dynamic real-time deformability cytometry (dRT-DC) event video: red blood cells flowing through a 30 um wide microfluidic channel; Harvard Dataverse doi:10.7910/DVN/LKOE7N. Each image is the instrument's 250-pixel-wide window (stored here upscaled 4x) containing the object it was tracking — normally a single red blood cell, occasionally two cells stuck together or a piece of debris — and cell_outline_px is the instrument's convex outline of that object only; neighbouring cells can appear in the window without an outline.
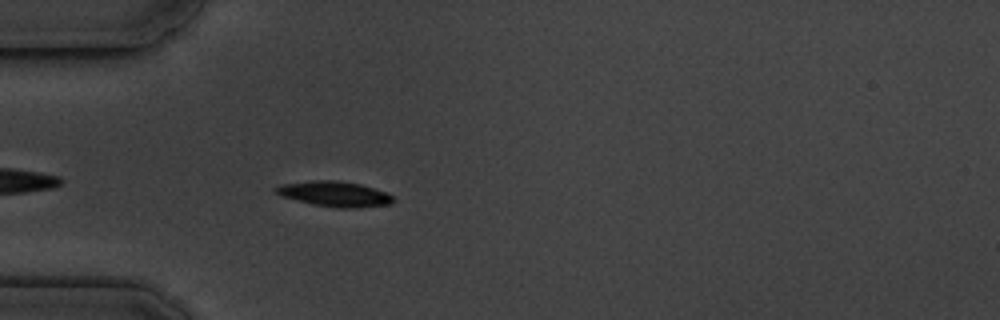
{"species": "common noctule bat (a hibernating species)", "species_latin": "Nyctalus noctula", "temperature_condition": "cold", "stored_images_in_passage": 2, "camera_frame_rate_fps": 3000, "um_per_image_px": 0.085, "animal": {"sex": "male", "body_mass_g": 19.5, "forearm_length_mm": 54.6}, "frame": {"image": 1, "passage_image": 2, "time_ms": 1.333, "image_size_px": [1000, 320], "cell_outline_px": [[396, 200], [392, 204], [356, 208], [336, 208], [312, 204], [280, 196], [272, 188], [280, 184], [312, 180], [336, 180], [360, 184], [388, 192]], "centroid_in_image_um": [28.44, 16.48], "position_along_channel_um": 56.6, "area_um2": 17.57}}